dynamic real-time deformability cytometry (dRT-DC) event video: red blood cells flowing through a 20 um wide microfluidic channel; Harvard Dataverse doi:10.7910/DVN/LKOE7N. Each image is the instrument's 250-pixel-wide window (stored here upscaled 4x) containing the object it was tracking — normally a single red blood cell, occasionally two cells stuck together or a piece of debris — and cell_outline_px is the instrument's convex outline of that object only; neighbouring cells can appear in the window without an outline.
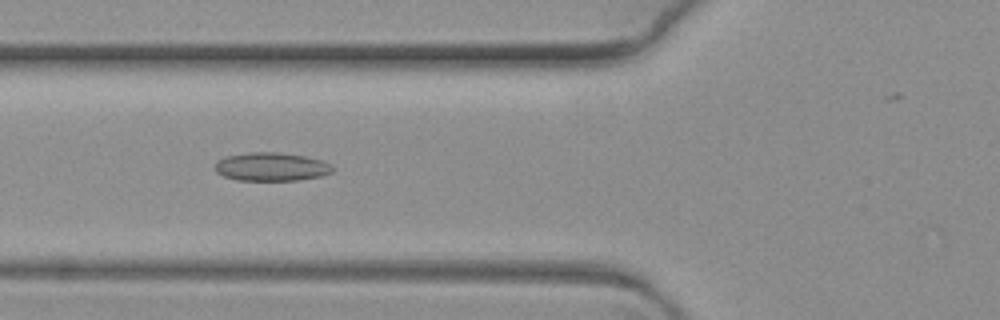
{"species": "common noctule bat (a hibernating species)", "species_latin": "Nyctalus noctula", "temperature_condition": "warm", "stored_images_in_passage": 8, "camera_frame_rate_fps": 3000, "um_per_image_px": 0.085, "animal": {"sex": "female", "body_mass_g": 19.3, "forearm_length_mm": 54.1}, "frame": {"image": 1, "passage_image": 6, "time_ms": 1.667, "image_size_px": [1000, 320], "cell_outline_px": [[332, 172], [320, 176], [300, 180], [236, 180], [224, 176], [216, 172], [212, 168], [216, 160], [224, 156], [248, 152], [276, 152], [304, 156], [320, 160], [328, 164], [332, 168]], "centroid_in_image_um": [22.96, 14.17], "position_along_channel_um": 102.8, "area_um2": 19.54}}
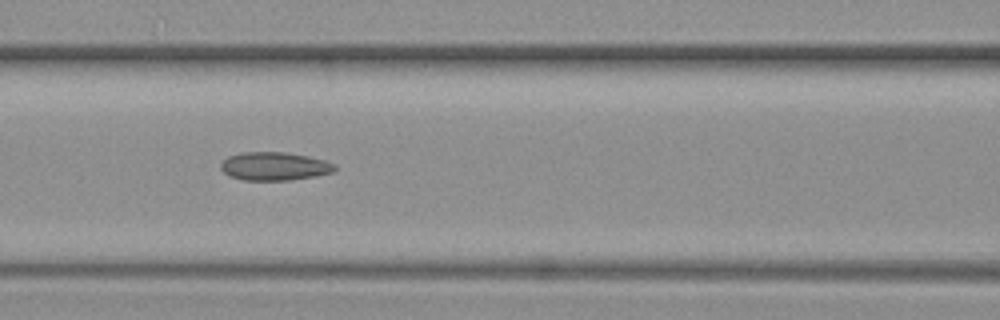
{"frame": {"image": 2, "passage_image": 7, "time_ms": 2.0, "image_size_px": [1000, 320], "cell_outline_px": [[336, 168], [332, 172], [316, 176], [288, 180], [244, 180], [228, 176], [220, 168], [220, 164], [228, 156], [240, 152], [284, 152], [308, 156], [324, 160], [336, 164]], "centroid_in_image_um": [23.31, 14.13], "position_along_channel_um": 143.3, "area_um2": 18.84}}